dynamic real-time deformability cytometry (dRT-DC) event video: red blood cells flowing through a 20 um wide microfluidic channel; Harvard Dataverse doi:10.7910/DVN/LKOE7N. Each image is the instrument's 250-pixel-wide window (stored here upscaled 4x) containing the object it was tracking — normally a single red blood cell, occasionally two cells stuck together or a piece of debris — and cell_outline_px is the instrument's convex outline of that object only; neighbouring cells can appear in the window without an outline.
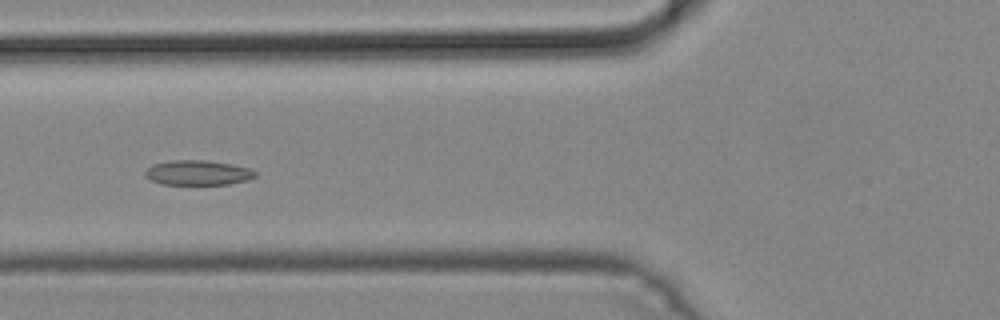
{"species": "common noctule bat (a hibernating species)", "species_latin": "Nyctalus noctula", "temperature_condition": "cold", "stored_images_in_passage": 23, "camera_frame_rate_fps": 3000, "um_per_image_px": 0.085, "animal": {"sex": "male", "body_mass_g": 19.2, "forearm_length_mm": 51.8}, "frame": {"image": 1, "passage_image": 15, "time_ms": 4.667, "image_size_px": [1000, 320], "cell_outline_px": [[256, 176], [248, 180], [228, 184], [160, 184], [144, 176], [144, 172], [152, 164], [172, 160], [204, 160], [232, 164], [252, 168], [256, 172]], "centroid_in_image_um": [16.83, 14.67], "position_along_channel_um": 109.0, "area_um2": 16.01}}
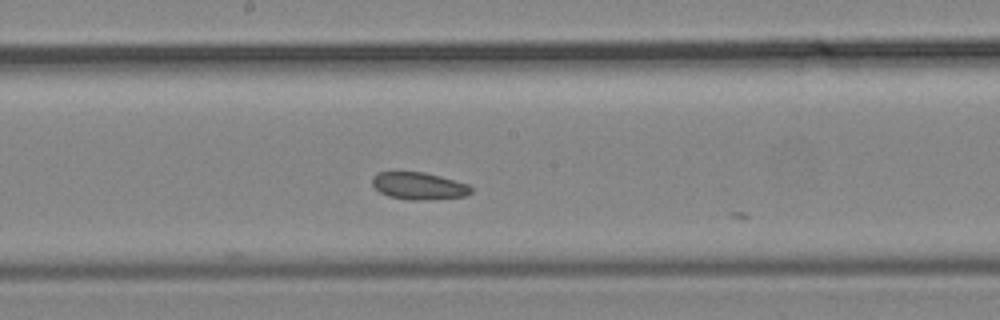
{"frame": {"image": 2, "passage_image": 18, "time_ms": 5.667, "image_size_px": [1000, 320], "cell_outline_px": [[472, 192], [464, 196], [420, 200], [408, 200], [388, 196], [380, 192], [372, 184], [372, 176], [376, 172], [424, 172], [456, 180], [468, 184], [472, 188]], "centroid_in_image_um": [35.58, 15.79], "position_along_channel_um": 212.6, "area_um2": 15.66}}